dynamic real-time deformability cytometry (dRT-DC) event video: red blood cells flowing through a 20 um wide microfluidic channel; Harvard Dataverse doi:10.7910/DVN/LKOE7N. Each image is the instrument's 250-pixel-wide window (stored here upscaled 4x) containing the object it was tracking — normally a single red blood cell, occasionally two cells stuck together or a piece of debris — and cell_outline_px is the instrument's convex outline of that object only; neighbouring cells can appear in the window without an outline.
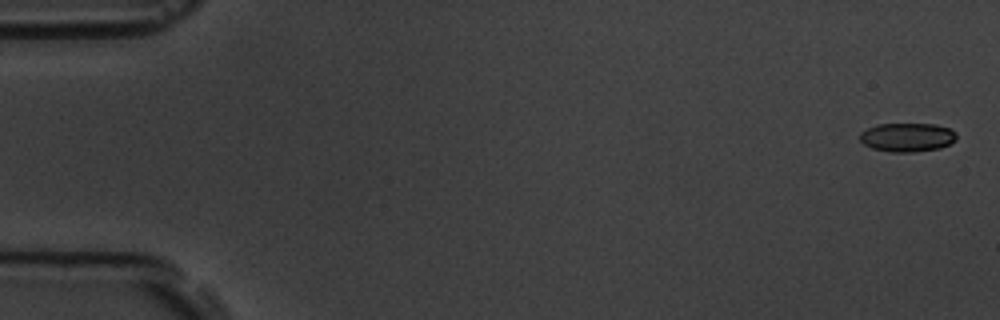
{"species": "common noctule bat (a hibernating species)", "species_latin": "Nyctalus noctula", "temperature_condition": "room temperature", "stored_images_in_passage": 5, "camera_frame_rate_fps": 3000, "um_per_image_px": 0.085, "animal": {"sex": "male", "body_mass_g": 19.5, "forearm_length_mm": 54.6}, "frame": {"image": 1, "passage_image": 1, "time_ms": 0.0, "image_size_px": [1000, 320], "cell_outline_px": [[956, 140], [940, 148], [912, 152], [892, 152], [872, 148], [864, 144], [860, 140], [860, 132], [876, 124], [936, 124], [948, 128], [956, 132]], "centroid_in_image_um": [77.11, 11.66], "position_along_channel_um": 7.9, "area_um2": 16.18}}
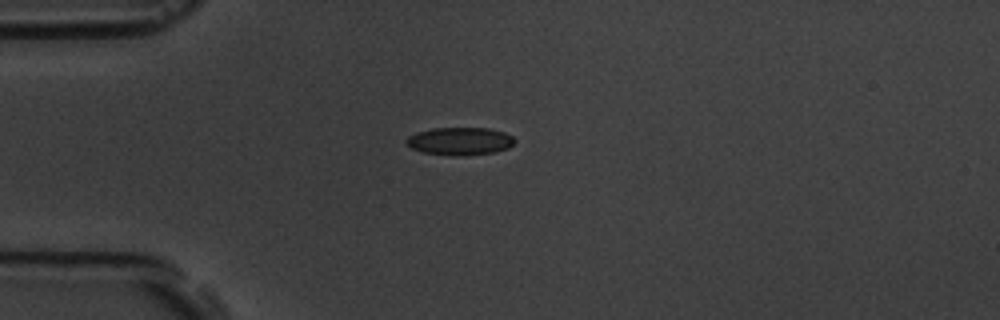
{"frame": {"image": 2, "passage_image": 5, "time_ms": 4.667, "image_size_px": [1000, 320], "cell_outline_px": [[516, 140], [508, 148], [496, 152], [464, 156], [452, 156], [424, 152], [412, 148], [404, 140], [408, 136], [416, 132], [432, 128], [488, 128], [504, 132], [512, 136]], "centroid_in_image_um": [39.1, 12.0], "position_along_channel_um": 45.9, "area_um2": 17.63}}